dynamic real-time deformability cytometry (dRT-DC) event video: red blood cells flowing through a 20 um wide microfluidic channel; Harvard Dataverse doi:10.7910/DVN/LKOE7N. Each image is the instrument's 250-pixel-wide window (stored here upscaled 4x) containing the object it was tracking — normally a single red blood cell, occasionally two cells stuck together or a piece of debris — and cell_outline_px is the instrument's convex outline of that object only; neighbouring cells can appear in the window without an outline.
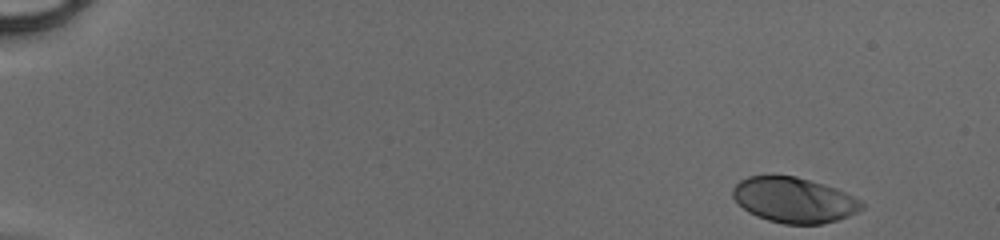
{"species": "human", "species_latin": "Homo sapiens", "temperature_condition": "cold", "stored_images_in_passage": 45, "camera_frame_rate_fps": 3000, "um_per_image_px": 0.085, "donor": {"sex": "male"}, "frame": {"image": 1, "passage_image": 1, "time_ms": 0.0, "image_size_px": [1000, 240], "cell_outline_px": [[864, 208], [848, 216], [836, 220], [820, 224], [784, 224], [768, 220], [756, 216], [748, 212], [732, 196], [732, 188], [740, 180], [748, 176], [796, 176], [836, 188], [860, 200], [864, 204]], "centroid_in_image_um": [67.48, 17.0], "position_along_channel_um": 17.5, "area_um2": 33.81}}
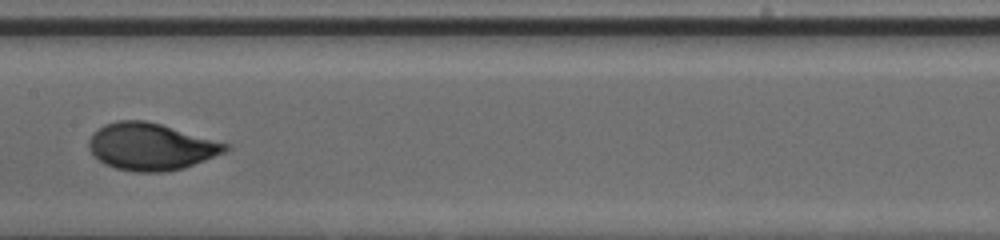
{"frame": {"image": 2, "passage_image": 24, "time_ms": 7.667, "image_size_px": [1000, 240], "cell_outline_px": [[232, 148], [224, 152], [184, 168], [164, 172], [136, 172], [116, 168], [104, 164], [88, 148], [88, 140], [92, 132], [104, 124], [116, 120], [144, 120], [160, 124], [232, 144]], "centroid_in_image_um": [12.83, 12.45], "position_along_channel_um": 194.6, "area_um2": 37.57}}
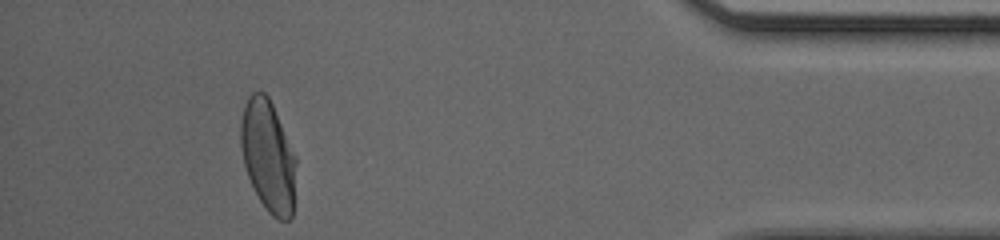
{"frame": {"image": 3, "passage_image": 42, "time_ms": 13.667, "image_size_px": [1000, 240], "cell_outline_px": [[296, 164], [292, 216], [288, 220], [280, 220], [272, 216], [268, 212], [260, 200], [248, 176], [244, 164], [240, 144], [240, 120], [244, 104], [248, 96], [252, 92], [264, 92], [268, 96], [272, 104], [296, 156]], "centroid_in_image_um": [22.78, 13.24], "position_along_channel_um": 412.4, "area_um2": 35.89}}